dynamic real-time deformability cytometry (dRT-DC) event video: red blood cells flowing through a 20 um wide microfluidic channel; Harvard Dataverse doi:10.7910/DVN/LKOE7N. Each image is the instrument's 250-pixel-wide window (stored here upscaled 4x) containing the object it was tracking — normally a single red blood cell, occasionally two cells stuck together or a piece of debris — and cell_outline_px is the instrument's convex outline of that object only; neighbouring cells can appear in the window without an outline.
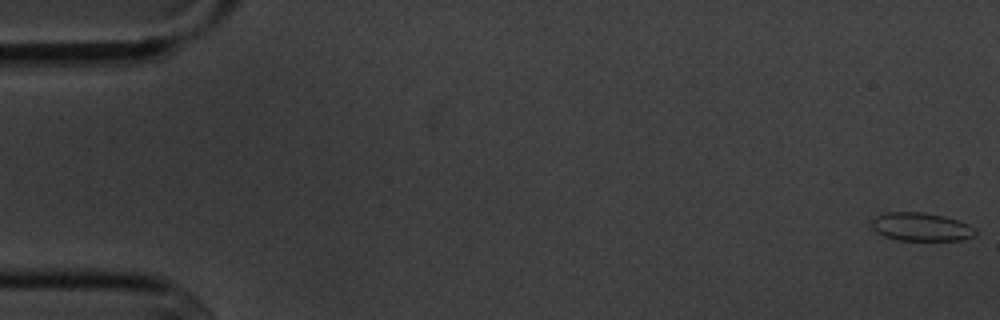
{"species": "common noctule bat (a hibernating species)", "species_latin": "Nyctalus noctula", "temperature_condition": "cold", "stored_images_in_passage": 5, "camera_frame_rate_fps": 3000, "um_per_image_px": 0.085, "animal": {"sex": "male", "body_mass_g": 20.1, "forearm_length_mm": 53.5}, "frame": {"image": 1, "passage_image": 1, "time_ms": 0.0, "image_size_px": [1000, 320], "cell_outline_px": [[976, 236], [964, 240], [896, 240], [884, 236], [876, 232], [872, 228], [872, 220], [876, 216], [888, 212], [924, 212], [944, 216], [968, 224], [976, 228]], "centroid_in_image_um": [78.31, 19.29], "position_along_channel_um": 6.7, "area_um2": 17.22}}
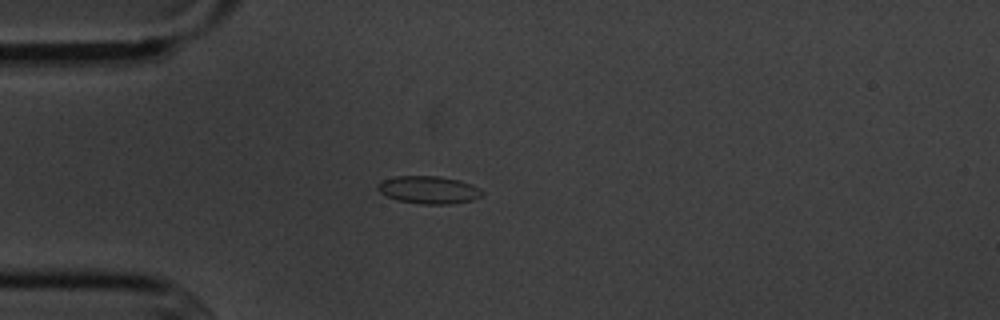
{"frame": {"image": 2, "passage_image": 5, "time_ms": 4.667, "image_size_px": [1000, 320], "cell_outline_px": [[484, 192], [480, 196], [472, 200], [452, 204], [420, 204], [396, 200], [380, 192], [376, 188], [384, 180], [396, 176], [440, 176], [460, 180], [472, 184], [480, 188]], "centroid_in_image_um": [36.48, 16.14], "position_along_channel_um": 48.5, "area_um2": 16.82}}